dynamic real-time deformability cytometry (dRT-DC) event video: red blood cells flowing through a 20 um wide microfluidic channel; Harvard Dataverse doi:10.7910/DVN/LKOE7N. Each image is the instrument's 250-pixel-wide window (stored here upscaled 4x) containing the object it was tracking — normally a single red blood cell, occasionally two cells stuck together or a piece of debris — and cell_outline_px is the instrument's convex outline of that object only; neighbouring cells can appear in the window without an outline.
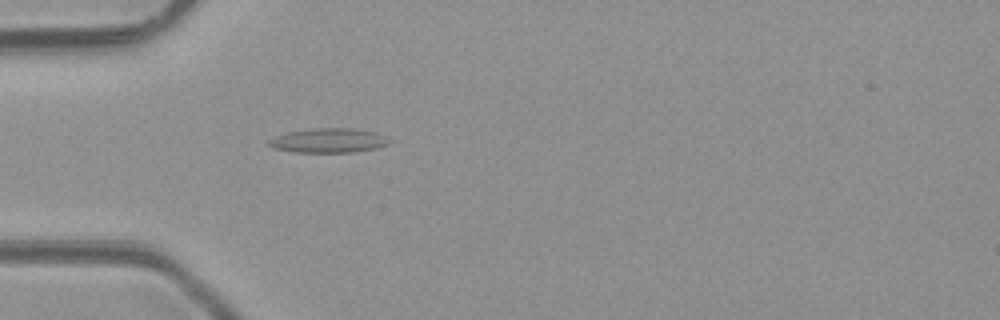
{"species": "common noctule bat (a hibernating species)", "species_latin": "Nyctalus noctula", "temperature_condition": "room temperature", "stored_images_in_passage": 4, "camera_frame_rate_fps": 3000, "um_per_image_px": 0.085, "animal": {"sex": "male", "body_mass_g": 23.1, "forearm_length_mm": 52.7}, "frame": {"image": 1, "passage_image": 4, "time_ms": 3.667, "image_size_px": [1000, 320], "cell_outline_px": [[392, 140], [388, 144], [376, 148], [352, 152], [292, 152], [272, 148], [264, 144], [272, 136], [288, 132], [312, 128], [352, 128], [376, 132]], "centroid_in_image_um": [27.86, 11.94], "position_along_channel_um": 57.1, "area_um2": 17.4}}